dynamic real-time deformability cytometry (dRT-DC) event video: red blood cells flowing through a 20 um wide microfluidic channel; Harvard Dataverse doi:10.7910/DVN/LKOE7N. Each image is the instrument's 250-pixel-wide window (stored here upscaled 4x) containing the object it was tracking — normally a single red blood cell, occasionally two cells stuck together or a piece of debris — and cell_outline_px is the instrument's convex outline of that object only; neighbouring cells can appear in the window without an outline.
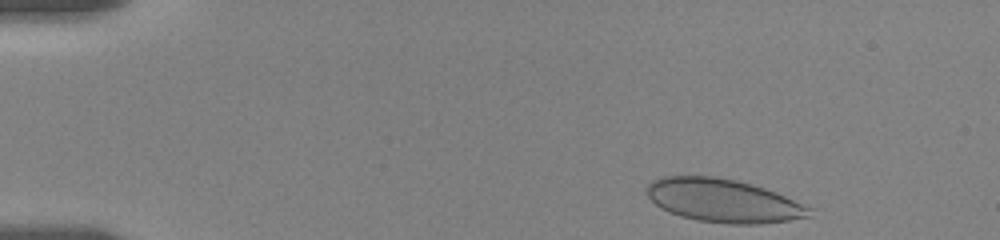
{"species": "human", "species_latin": "Homo sapiens", "temperature_condition": "room temperature", "stored_images_in_passage": 43, "camera_frame_rate_fps": 3000, "um_per_image_px": 0.085, "donor": {"sex": "female"}, "frame": {"image": 1, "passage_image": 1, "time_ms": 0.0, "image_size_px": [1000, 240], "cell_outline_px": [[816, 208], [812, 216], [788, 220], [760, 224], [728, 224], [696, 220], [680, 216], [660, 208], [644, 192], [644, 188], [652, 180], [660, 176], [716, 176], [736, 180], [752, 184], [776, 192]], "centroid_in_image_um": [61.5, 17.05], "position_along_channel_um": 23.5, "area_um2": 41.62}}
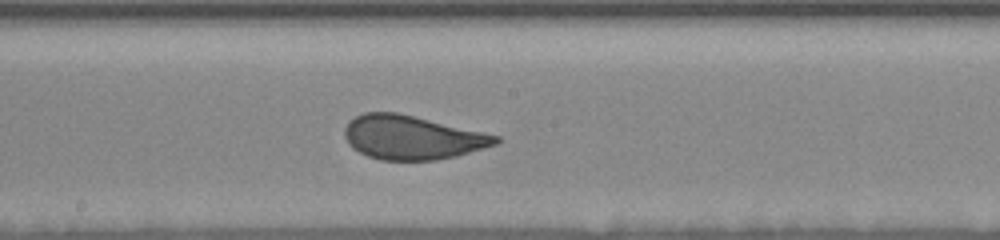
{"frame": {"image": 2, "passage_image": 25, "time_ms": 8.0, "image_size_px": [1000, 240], "cell_outline_px": [[500, 144], [456, 156], [436, 160], [380, 160], [368, 156], [352, 148], [348, 144], [344, 136], [344, 128], [348, 120], [364, 112], [396, 112], [484, 132], [500, 136]], "centroid_in_image_um": [35.02, 11.69], "position_along_channel_um": 213.2, "area_um2": 38.84}}
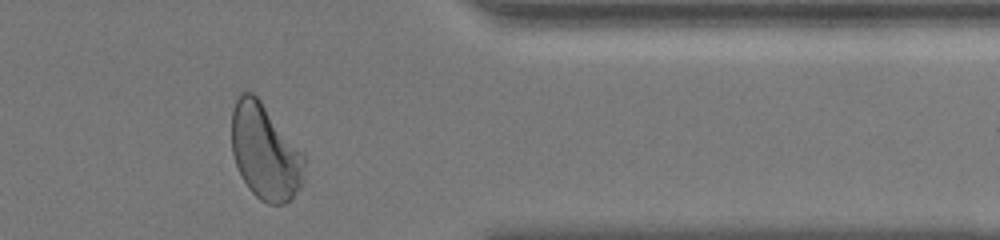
{"frame": {"image": 3, "passage_image": 41, "time_ms": 13.333, "image_size_px": [1000, 240], "cell_outline_px": [[304, 180], [300, 188], [284, 204], [268, 204], [260, 200], [248, 188], [236, 164], [232, 152], [232, 108], [240, 92], [252, 92], [260, 100], [304, 152]], "centroid_in_image_um": [22.54, 12.9], "position_along_channel_um": 388.9, "area_um2": 40.52}, "authors_computed_cell_mechanics": {"area_um2": 40.5178, "velocity_mm_per_s": 3.509, "shape_relaxation_time_tau1_ms": 5.5186, "shape_relaxation_time_tau2_ms": null, "deformation_change_tau1": 0.1535, "deformation_change_tau2": null}}